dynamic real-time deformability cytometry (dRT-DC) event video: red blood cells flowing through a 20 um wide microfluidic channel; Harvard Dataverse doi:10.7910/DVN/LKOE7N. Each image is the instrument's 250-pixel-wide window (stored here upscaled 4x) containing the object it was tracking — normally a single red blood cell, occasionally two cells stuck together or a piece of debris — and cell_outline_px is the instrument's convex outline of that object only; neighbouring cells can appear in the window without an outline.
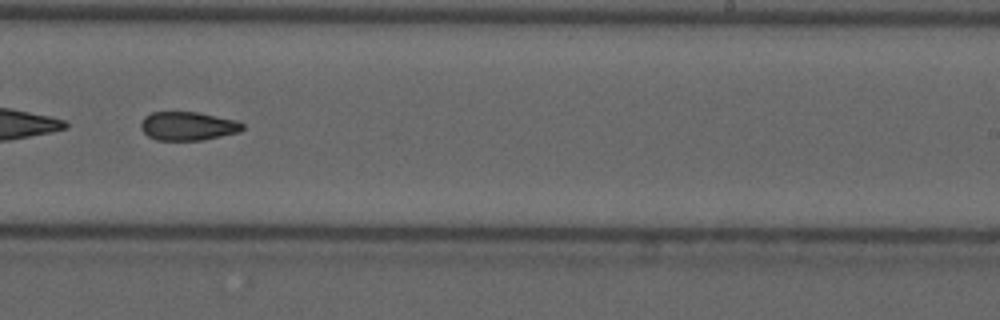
{"species": "common noctule bat (a hibernating species)", "species_latin": "Nyctalus noctula", "temperature_condition": "cold", "stored_images_in_passage": 53, "camera_frame_rate_fps": 3000, "um_per_image_px": 0.085, "animal": {"sex": "male", "forearm_length_mm": 52.5}, "frame": {"image": 1, "passage_image": 34, "time_ms": 11.0, "image_size_px": [1000, 320], "cell_outline_px": [[244, 128], [240, 132], [200, 140], [156, 140], [148, 136], [140, 128], [140, 120], [144, 116], [152, 112], [196, 112], [236, 120], [244, 124]], "centroid_in_image_um": [15.94, 10.71], "position_along_channel_um": 273.1, "area_um2": 16.99}}